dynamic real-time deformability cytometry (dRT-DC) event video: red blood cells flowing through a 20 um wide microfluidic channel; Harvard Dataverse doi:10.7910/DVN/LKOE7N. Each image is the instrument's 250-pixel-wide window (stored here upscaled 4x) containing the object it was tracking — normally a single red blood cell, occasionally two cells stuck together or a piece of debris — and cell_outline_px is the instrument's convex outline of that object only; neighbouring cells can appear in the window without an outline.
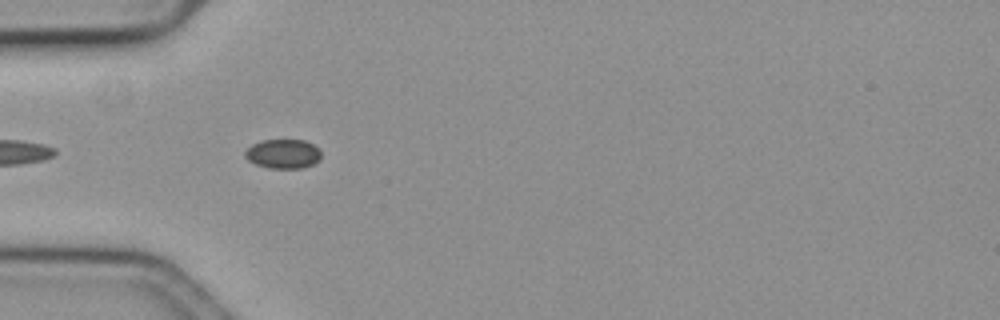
{"species": "common noctule bat (a hibernating species)", "species_latin": "Nyctalus noctula", "temperature_condition": "cold", "stored_images_in_passage": 25, "camera_frame_rate_fps": 3000, "um_per_image_px": 0.085, "animal": {"sex": "female", "body_mass_g": 19.3, "forearm_length_mm": 54.1}, "frame": {"image": 1, "passage_image": 4, "time_ms": 1.0, "image_size_px": [1000, 320], "cell_outline_px": [[320, 160], [304, 168], [268, 168], [256, 164], [248, 160], [244, 156], [244, 152], [252, 144], [264, 140], [304, 140], [320, 148]], "centroid_in_image_um": [24.07, 13.08], "position_along_channel_um": 60.9, "area_um2": 13.01}}